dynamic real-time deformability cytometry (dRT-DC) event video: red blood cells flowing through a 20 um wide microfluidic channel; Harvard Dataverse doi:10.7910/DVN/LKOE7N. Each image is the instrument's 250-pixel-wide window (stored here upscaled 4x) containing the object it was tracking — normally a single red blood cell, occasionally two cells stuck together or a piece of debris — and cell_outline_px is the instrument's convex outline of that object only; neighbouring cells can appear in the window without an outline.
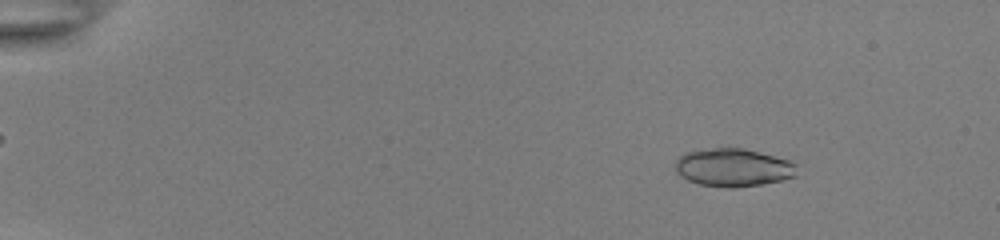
{"species": "common noctule bat (a hibernating species)", "species_latin": "Nyctalus noctula", "temperature_condition": "room temperature", "stored_images_in_passage": 49, "camera_frame_rate_fps": 3000, "um_per_image_px": 0.085, "animal": {"sex": "female", "body_mass_g": 22.0, "forearm_length_mm": 56.7}, "frame": {"image": 1, "passage_image": 7, "time_ms": 2.0, "image_size_px": [1000, 240], "cell_outline_px": [[796, 176], [784, 180], [764, 184], [736, 188], [728, 188], [700, 184], [688, 180], [680, 176], [676, 172], [676, 160], [684, 152], [712, 148], [744, 148], [760, 152], [788, 160], [796, 164]], "centroid_in_image_um": [62.33, 14.25], "position_along_channel_um": 22.7, "area_um2": 27.11}}